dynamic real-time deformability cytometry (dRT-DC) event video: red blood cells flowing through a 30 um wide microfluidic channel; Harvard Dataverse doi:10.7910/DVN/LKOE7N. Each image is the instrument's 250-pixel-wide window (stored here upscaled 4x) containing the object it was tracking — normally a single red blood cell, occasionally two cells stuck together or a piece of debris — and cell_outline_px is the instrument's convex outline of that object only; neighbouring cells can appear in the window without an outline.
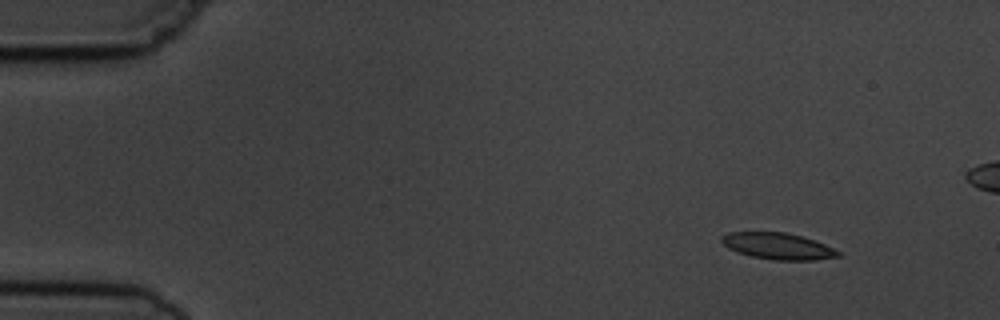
{"species": "common noctule bat (a hibernating species)", "species_latin": "Nyctalus noctula", "temperature_condition": "cold", "stored_images_in_passage": 5, "camera_frame_rate_fps": 3000, "um_per_image_px": 0.085, "animal": {"sex": "male", "body_mass_g": 19.5, "forearm_length_mm": 54.6}, "frame": {"image": 1, "passage_image": 1, "time_ms": 0.0, "image_size_px": [1000, 320], "cell_outline_px": [[840, 256], [816, 260], [772, 260], [752, 256], [736, 252], [728, 248], [720, 240], [720, 236], [728, 232], [784, 232], [800, 236], [824, 244], [840, 252]], "centroid_in_image_um": [66.07, 20.92], "position_along_channel_um": 18.9, "area_um2": 17.86}}